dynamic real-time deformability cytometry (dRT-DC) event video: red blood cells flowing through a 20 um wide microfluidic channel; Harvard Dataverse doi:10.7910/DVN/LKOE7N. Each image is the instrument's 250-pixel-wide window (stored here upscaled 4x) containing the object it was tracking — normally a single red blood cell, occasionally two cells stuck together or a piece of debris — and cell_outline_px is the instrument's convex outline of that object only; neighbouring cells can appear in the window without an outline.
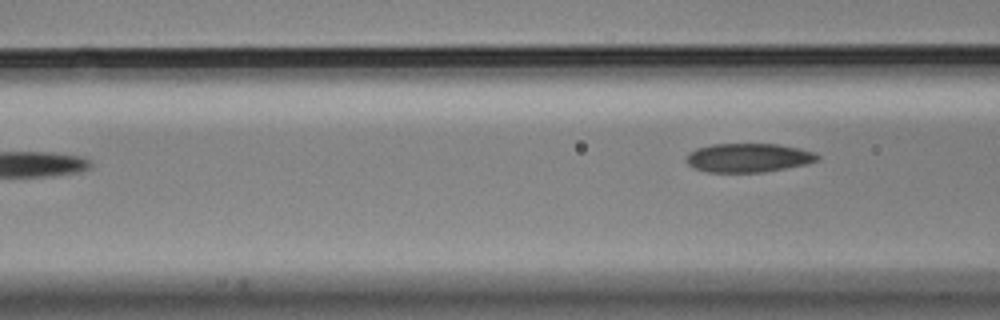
{"species": "Egyptian fruit bat (a non-hibernating species)", "species_latin": "Rousettus aegyptiacus", "temperature_condition": "cold", "stored_images_in_passage": 6, "camera_frame_rate_fps": 3000, "um_per_image_px": 0.085, "animal": {"sex": "male"}, "frame": {"image": 1, "passage_image": 6, "time_ms": 1.667, "image_size_px": [1000, 320], "cell_outline_px": [[820, 156], [816, 160], [804, 164], [764, 172], [708, 172], [692, 168], [684, 160], [688, 152], [696, 148], [712, 144], [776, 144], [796, 148], [812, 152]], "centroid_in_image_um": [63.5, 13.41], "position_along_channel_um": 103.1, "area_um2": 21.91}}